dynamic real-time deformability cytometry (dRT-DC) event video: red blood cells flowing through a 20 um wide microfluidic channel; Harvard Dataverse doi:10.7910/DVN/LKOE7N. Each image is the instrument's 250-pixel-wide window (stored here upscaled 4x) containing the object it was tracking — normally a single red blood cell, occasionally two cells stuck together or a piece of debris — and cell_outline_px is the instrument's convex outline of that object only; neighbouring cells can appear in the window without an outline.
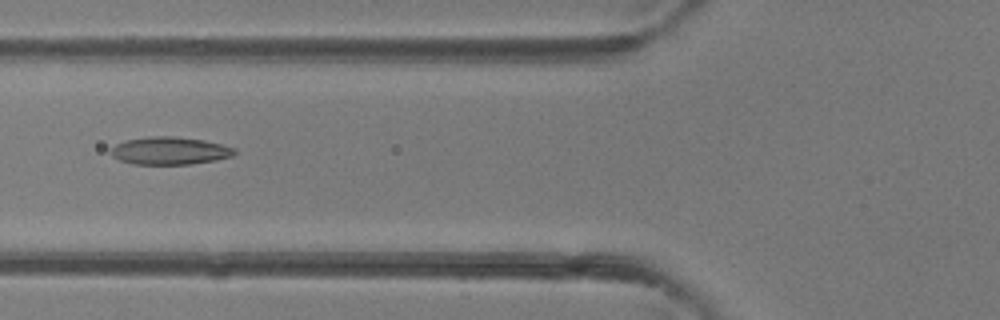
{"species": "common noctule bat (a hibernating species)", "species_latin": "Nyctalus noctula", "temperature_condition": "room temperature", "stored_images_in_passage": 4, "camera_frame_rate_fps": 3000, "um_per_image_px": 0.085, "animal": {"sex": "female"}, "frame": {"image": 1, "passage_image": 4, "time_ms": 4.333, "image_size_px": [1000, 320], "cell_outline_px": [[236, 152], [232, 156], [216, 160], [188, 164], [132, 164], [120, 160], [112, 156], [108, 152], [116, 144], [128, 140], [148, 136], [172, 136], [204, 140], [236, 148]], "centroid_in_image_um": [14.42, 12.81], "position_along_channel_um": 111.4, "area_um2": 19.88}}